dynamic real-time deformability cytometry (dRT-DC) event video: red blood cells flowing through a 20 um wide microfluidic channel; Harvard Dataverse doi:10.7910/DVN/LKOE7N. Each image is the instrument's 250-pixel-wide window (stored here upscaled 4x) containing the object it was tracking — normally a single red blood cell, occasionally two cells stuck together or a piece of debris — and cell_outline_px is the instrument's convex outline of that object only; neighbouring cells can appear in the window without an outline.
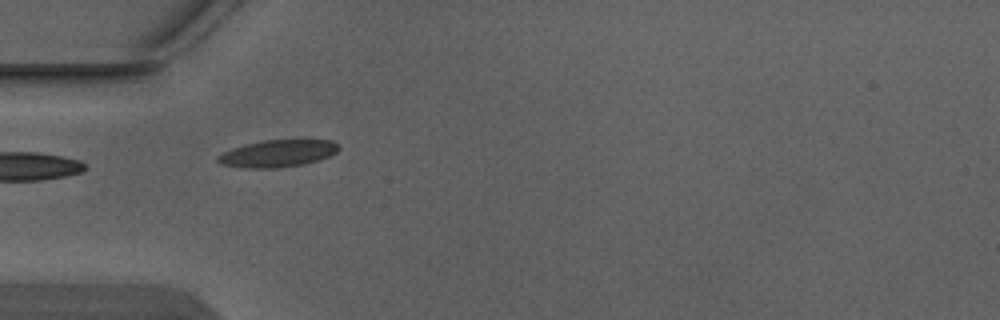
{"species": "Egyptian fruit bat (a non-hibernating species)", "species_latin": "Rousettus aegyptiacus", "temperature_condition": "warm", "stored_images_in_passage": 5, "camera_frame_rate_fps": 3000, "um_per_image_px": 0.085, "animal": {"sex": "male"}, "frame": {"image": 1, "passage_image": 4, "time_ms": 1.0, "image_size_px": [1000, 320], "cell_outline_px": [[340, 148], [336, 152], [328, 156], [304, 164], [276, 168], [244, 168], [220, 164], [216, 160], [216, 156], [232, 148], [244, 144], [264, 140], [332, 140]], "centroid_in_image_um": [23.55, 13.04], "position_along_channel_um": 61.5, "area_um2": 19.02}}
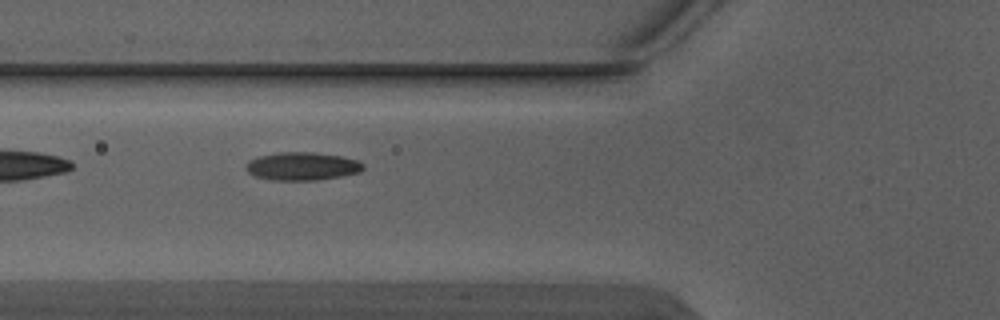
{"frame": {"image": 2, "passage_image": 5, "time_ms": 1.333, "image_size_px": [1000, 320], "cell_outline_px": [[364, 168], [360, 172], [340, 176], [316, 180], [272, 180], [256, 176], [248, 172], [244, 168], [248, 160], [260, 156], [280, 152], [312, 152], [340, 156], [356, 160], [364, 164]], "centroid_in_image_um": [25.66, 14.13], "position_along_channel_um": 100.1, "area_um2": 19.07}}